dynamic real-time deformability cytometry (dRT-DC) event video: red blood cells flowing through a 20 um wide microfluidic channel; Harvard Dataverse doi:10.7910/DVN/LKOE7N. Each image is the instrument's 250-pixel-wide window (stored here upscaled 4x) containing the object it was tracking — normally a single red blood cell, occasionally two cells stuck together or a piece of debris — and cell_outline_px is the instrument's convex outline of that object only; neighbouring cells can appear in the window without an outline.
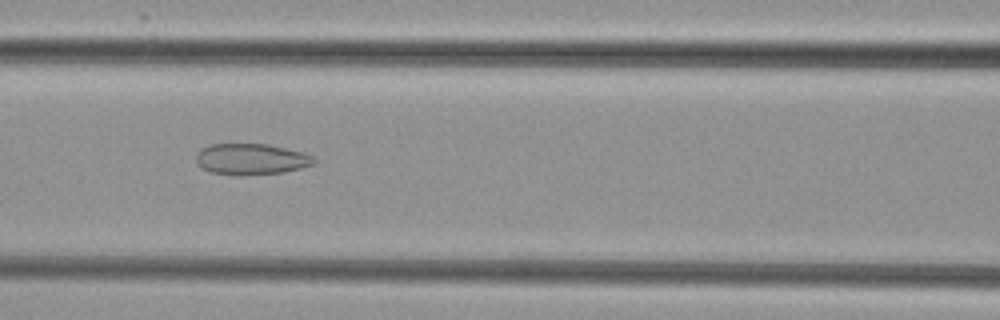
{"species": "common noctule bat (a hibernating species)", "species_latin": "Nyctalus noctula", "temperature_condition": "cold", "stored_images_in_passage": 6, "camera_frame_rate_fps": 3000, "um_per_image_px": 0.085, "animal": {"sex": "female", "body_mass_g": 29.2, "forearm_length_mm": 56.3}, "frame": {"image": 1, "passage_image": 4, "time_ms": 4.0, "image_size_px": [1000, 320], "cell_outline_px": [[316, 164], [284, 172], [240, 176], [236, 176], [208, 172], [200, 168], [196, 164], [196, 152], [200, 148], [208, 144], [268, 144], [304, 152], [312, 156], [316, 160]], "centroid_in_image_um": [21.3, 13.54], "position_along_channel_um": 145.3, "area_um2": 21.91}}
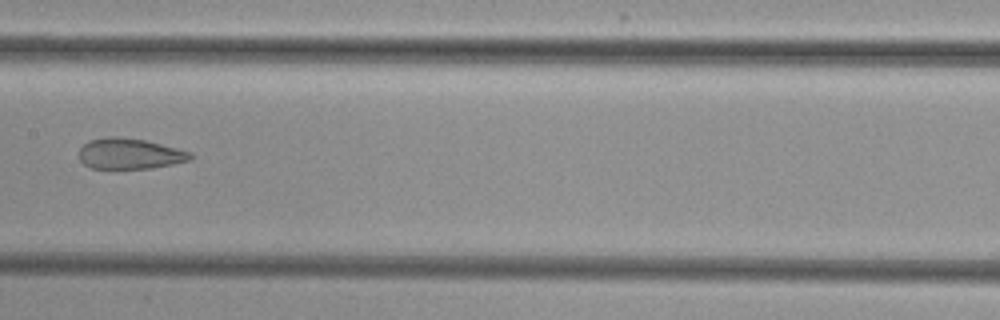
{"frame": {"image": 2, "passage_image": 5, "time_ms": 5.333, "image_size_px": [1000, 320], "cell_outline_px": [[192, 160], [152, 168], [92, 168], [84, 164], [80, 160], [80, 148], [88, 140], [108, 136], [116, 136], [144, 140], [176, 148], [188, 152], [192, 156]], "centroid_in_image_um": [10.99, 13.06], "position_along_channel_um": 196.4, "area_um2": 19.71}}
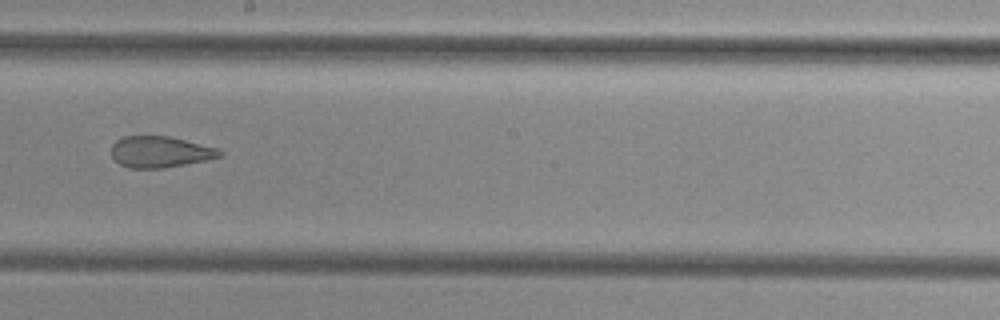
{"frame": {"image": 3, "passage_image": 6, "time_ms": 6.333, "image_size_px": [1000, 320], "cell_outline_px": [[224, 152], [220, 156], [204, 160], [164, 168], [128, 168], [120, 164], [112, 156], [112, 144], [116, 140], [124, 136], [168, 136], [216, 148]], "centroid_in_image_um": [13.56, 12.91], "position_along_channel_um": 234.6, "area_um2": 19.42}}